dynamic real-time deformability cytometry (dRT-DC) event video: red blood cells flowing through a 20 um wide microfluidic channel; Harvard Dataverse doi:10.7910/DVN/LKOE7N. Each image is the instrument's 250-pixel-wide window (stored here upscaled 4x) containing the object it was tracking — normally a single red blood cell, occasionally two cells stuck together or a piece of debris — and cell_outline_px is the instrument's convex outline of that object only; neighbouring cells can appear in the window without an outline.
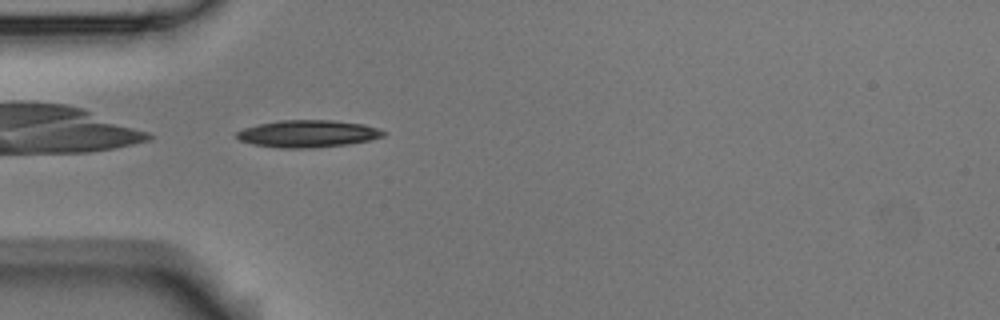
{"species": "Egyptian fruit bat (a non-hibernating species)", "species_latin": "Rousettus aegyptiacus", "temperature_condition": "room temperature", "stored_images_in_passage": 40, "camera_frame_rate_fps": 3000, "um_per_image_px": 0.085, "animal": {"sex": "male"}, "frame": {"image": 1, "passage_image": 1, "time_ms": 0.0, "image_size_px": [1000, 320], "cell_outline_px": [[384, 136], [368, 140], [348, 144], [312, 148], [280, 148], [252, 144], [240, 140], [236, 136], [236, 132], [244, 128], [260, 124], [280, 120], [332, 120], [364, 124], [380, 128], [384, 132]], "centroid_in_image_um": [26.17, 11.36], "position_along_channel_um": 58.8, "area_um2": 23.18}}
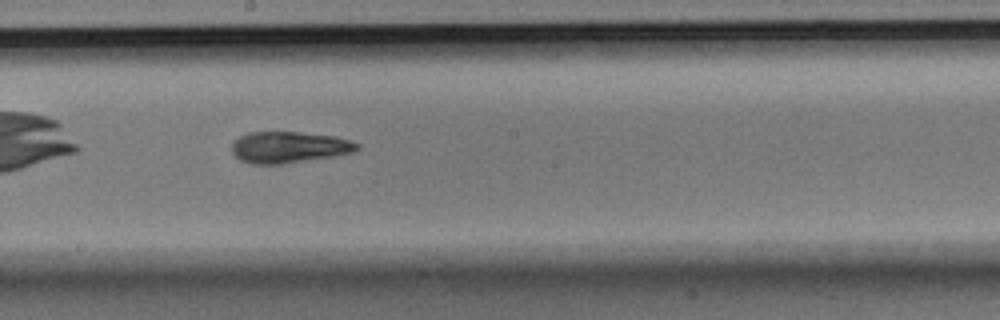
{"frame": {"image": 2, "passage_image": 15, "time_ms": 4.667, "image_size_px": [1000, 320], "cell_outline_px": [[360, 148], [352, 152], [332, 156], [280, 164], [252, 164], [240, 160], [232, 152], [232, 144], [240, 136], [248, 132], [300, 132], [336, 136], [360, 144]], "centroid_in_image_um": [24.55, 12.5], "position_along_channel_um": 223.6, "area_um2": 22.72}}
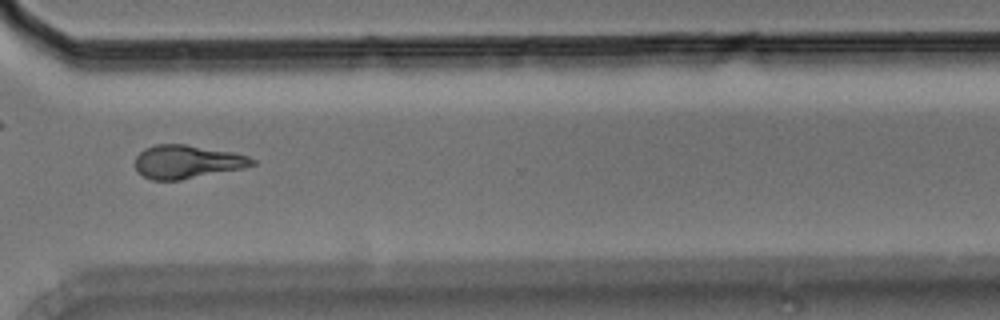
{"frame": {"image": 3, "passage_image": 26, "time_ms": 8.333, "image_size_px": [1000, 320], "cell_outline_px": [[256, 164], [244, 168], [180, 180], [152, 180], [136, 172], [136, 156], [144, 148], [156, 144], [184, 144], [232, 152], [248, 156], [256, 160]], "centroid_in_image_um": [15.9, 13.75], "position_along_channel_um": 354.7, "area_um2": 22.77}, "authors_computed_cell_mechanics": {"area_um2": 22.3397, "velocity_mm_per_s": 3.5804, "shape_relaxation_time_tau1_ms": 3.4151, "shape_relaxation_time_tau2_ms": 4.2784, "deformation_change_tau1": 0.1498, "deformation_change_tau2": 0.1381}}